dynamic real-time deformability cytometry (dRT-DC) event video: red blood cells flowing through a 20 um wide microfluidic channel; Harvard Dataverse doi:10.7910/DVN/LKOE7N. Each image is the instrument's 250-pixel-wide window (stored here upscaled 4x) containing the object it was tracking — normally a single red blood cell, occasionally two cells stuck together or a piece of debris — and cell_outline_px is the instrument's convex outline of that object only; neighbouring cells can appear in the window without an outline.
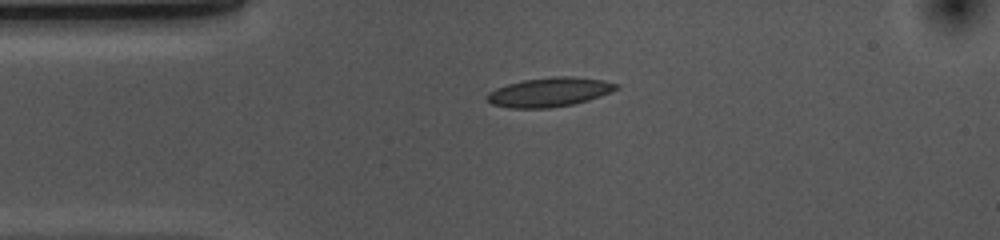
{"species": "common noctule bat (a hibernating species)", "species_latin": "Nyctalus noctula", "temperature_condition": "cold", "stored_images_in_passage": 43, "camera_frame_rate_fps": 3000, "um_per_image_px": 0.085, "animal": {"sex": "female", "body_mass_g": 10.0, "forearm_length_mm": 53.1}, "frame": {"image": 1, "passage_image": 1, "time_ms": 0.0, "image_size_px": [1000, 240], "cell_outline_px": [[620, 88], [612, 92], [588, 100], [572, 104], [552, 108], [508, 108], [492, 104], [484, 96], [488, 92], [496, 88], [508, 84], [524, 80], [552, 76], [572, 76], [604, 80], [620, 84]], "centroid_in_image_um": [46.72, 7.83], "position_along_channel_um": 38.3, "area_um2": 22.2}}
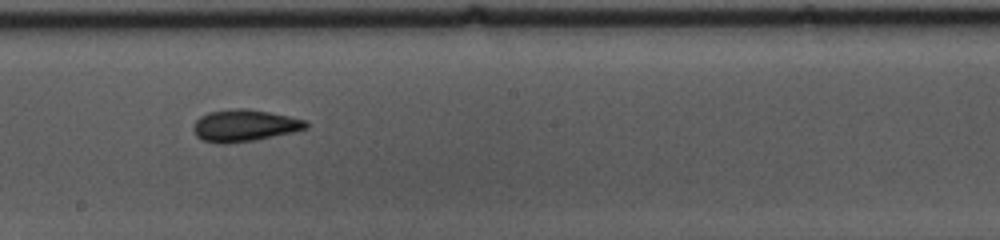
{"frame": {"image": 2, "passage_image": 18, "time_ms": 5.667, "image_size_px": [1000, 240], "cell_outline_px": [[308, 128], [292, 132], [256, 140], [224, 144], [220, 144], [204, 140], [196, 136], [192, 128], [192, 124], [200, 116], [208, 112], [236, 108], [244, 108], [268, 112], [288, 116], [304, 120], [308, 124]], "centroid_in_image_um": [20.73, 10.67], "position_along_channel_um": 227.5, "area_um2": 20.87}}
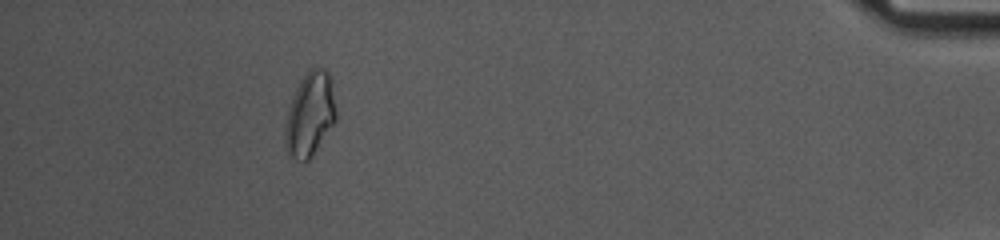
{"frame": {"image": 3, "passage_image": 38, "time_ms": 12.333, "image_size_px": [1000, 240], "cell_outline_px": [[336, 120], [312, 156], [308, 160], [296, 160], [288, 156], [284, 144], [284, 128], [288, 108], [296, 88], [300, 80], [308, 68], [324, 68], [328, 72], [332, 80], [336, 112]], "centroid_in_image_um": [26.33, 9.72], "position_along_channel_um": 408.9, "area_um2": 25.2}, "authors_computed_cell_mechanics": {"area_um2": 20.519, "velocity_mm_per_s": 3.6761, "shape_relaxation_time_tau1_ms": 4.4156, "shape_relaxation_time_tau2_ms": 2.7509, "deformation_change_tau1": 0.138, "deformation_change_tau2": 0.1018}}